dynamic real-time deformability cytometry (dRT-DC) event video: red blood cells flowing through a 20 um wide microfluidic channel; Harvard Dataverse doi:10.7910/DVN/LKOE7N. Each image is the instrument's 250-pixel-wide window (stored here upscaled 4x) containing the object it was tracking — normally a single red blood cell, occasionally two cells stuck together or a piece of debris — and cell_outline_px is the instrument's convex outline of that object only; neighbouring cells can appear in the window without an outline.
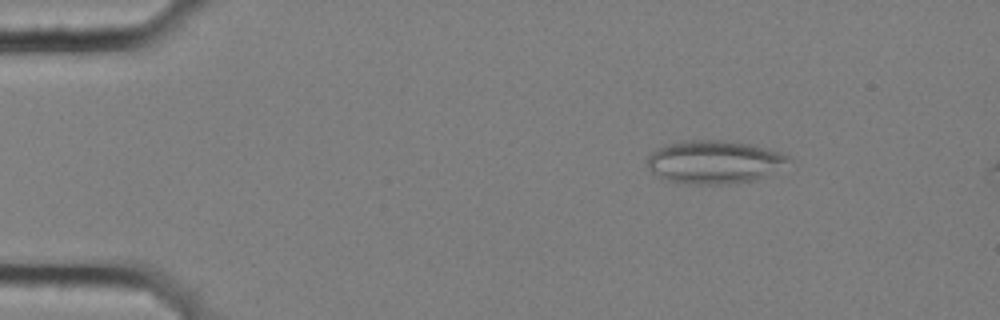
{"species": "common noctule bat (a hibernating species)", "species_latin": "Nyctalus noctula", "temperature_condition": "cold", "stored_images_in_passage": 5, "camera_frame_rate_fps": 3000, "um_per_image_px": 0.085, "animal": {"sex": "female", "body_mass_g": 25.1}, "frame": {"image": 1, "passage_image": 3, "time_ms": 0.667, "image_size_px": [1000, 320], "cell_outline_px": [[792, 160], [756, 180], [720, 184], [688, 184], [668, 180], [652, 172], [648, 168], [648, 156], [652, 152], [664, 144], [680, 140], [724, 140], [752, 144], [768, 148], [780, 152], [788, 156]], "centroid_in_image_um": [60.68, 13.74], "position_along_channel_um": 24.3, "area_um2": 35.37}}